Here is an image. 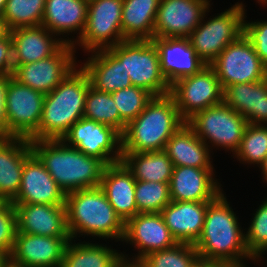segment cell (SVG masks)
I'll return each mask as SVG.
<instances>
[{
  "instance_id": "obj_1",
  "label": "cell",
  "mask_w": 267,
  "mask_h": 267,
  "mask_svg": "<svg viewBox=\"0 0 267 267\" xmlns=\"http://www.w3.org/2000/svg\"><path fill=\"white\" fill-rule=\"evenodd\" d=\"M237 216L221 192L208 204L202 233L194 244L199 258L216 263H234L252 259L245 244V232Z\"/></svg>"
},
{
  "instance_id": "obj_2",
  "label": "cell",
  "mask_w": 267,
  "mask_h": 267,
  "mask_svg": "<svg viewBox=\"0 0 267 267\" xmlns=\"http://www.w3.org/2000/svg\"><path fill=\"white\" fill-rule=\"evenodd\" d=\"M30 144L65 194L100 186L107 166L102 160L84 154L62 139L30 140Z\"/></svg>"
},
{
  "instance_id": "obj_3",
  "label": "cell",
  "mask_w": 267,
  "mask_h": 267,
  "mask_svg": "<svg viewBox=\"0 0 267 267\" xmlns=\"http://www.w3.org/2000/svg\"><path fill=\"white\" fill-rule=\"evenodd\" d=\"M185 124L170 93L153 96L143 112L127 124L122 134V153L164 150L168 140Z\"/></svg>"
},
{
  "instance_id": "obj_4",
  "label": "cell",
  "mask_w": 267,
  "mask_h": 267,
  "mask_svg": "<svg viewBox=\"0 0 267 267\" xmlns=\"http://www.w3.org/2000/svg\"><path fill=\"white\" fill-rule=\"evenodd\" d=\"M67 227L71 239L78 234L123 240L125 222L115 212L100 186L66 194Z\"/></svg>"
},
{
  "instance_id": "obj_5",
  "label": "cell",
  "mask_w": 267,
  "mask_h": 267,
  "mask_svg": "<svg viewBox=\"0 0 267 267\" xmlns=\"http://www.w3.org/2000/svg\"><path fill=\"white\" fill-rule=\"evenodd\" d=\"M91 86L87 73L77 67L51 92L45 94L38 140L62 139L84 117L86 94Z\"/></svg>"
},
{
  "instance_id": "obj_6",
  "label": "cell",
  "mask_w": 267,
  "mask_h": 267,
  "mask_svg": "<svg viewBox=\"0 0 267 267\" xmlns=\"http://www.w3.org/2000/svg\"><path fill=\"white\" fill-rule=\"evenodd\" d=\"M108 49L123 62L133 86L152 96L170 93L171 86L161 73L159 54L151 40H125Z\"/></svg>"
},
{
  "instance_id": "obj_7",
  "label": "cell",
  "mask_w": 267,
  "mask_h": 267,
  "mask_svg": "<svg viewBox=\"0 0 267 267\" xmlns=\"http://www.w3.org/2000/svg\"><path fill=\"white\" fill-rule=\"evenodd\" d=\"M245 6L235 3L231 8L214 18L203 20L188 37L197 55L210 65L221 51L244 33ZM203 21V22H202ZM205 21V22H204Z\"/></svg>"
},
{
  "instance_id": "obj_8",
  "label": "cell",
  "mask_w": 267,
  "mask_h": 267,
  "mask_svg": "<svg viewBox=\"0 0 267 267\" xmlns=\"http://www.w3.org/2000/svg\"><path fill=\"white\" fill-rule=\"evenodd\" d=\"M186 124L209 148L208 144L211 143L214 147L232 151L234 155L240 147L248 122L222 102L195 113Z\"/></svg>"
},
{
  "instance_id": "obj_9",
  "label": "cell",
  "mask_w": 267,
  "mask_h": 267,
  "mask_svg": "<svg viewBox=\"0 0 267 267\" xmlns=\"http://www.w3.org/2000/svg\"><path fill=\"white\" fill-rule=\"evenodd\" d=\"M210 66L215 70L223 90L233 84L253 83L267 78V66L244 33L225 47Z\"/></svg>"
},
{
  "instance_id": "obj_10",
  "label": "cell",
  "mask_w": 267,
  "mask_h": 267,
  "mask_svg": "<svg viewBox=\"0 0 267 267\" xmlns=\"http://www.w3.org/2000/svg\"><path fill=\"white\" fill-rule=\"evenodd\" d=\"M123 0H89L83 34L73 41L87 52L107 49L126 39L122 33Z\"/></svg>"
},
{
  "instance_id": "obj_11",
  "label": "cell",
  "mask_w": 267,
  "mask_h": 267,
  "mask_svg": "<svg viewBox=\"0 0 267 267\" xmlns=\"http://www.w3.org/2000/svg\"><path fill=\"white\" fill-rule=\"evenodd\" d=\"M62 140L84 154L102 160L106 165L122 159V135L103 123L83 117L70 127Z\"/></svg>"
},
{
  "instance_id": "obj_12",
  "label": "cell",
  "mask_w": 267,
  "mask_h": 267,
  "mask_svg": "<svg viewBox=\"0 0 267 267\" xmlns=\"http://www.w3.org/2000/svg\"><path fill=\"white\" fill-rule=\"evenodd\" d=\"M170 94L185 121L195 113L223 102V89L210 65L197 74L177 80L171 85Z\"/></svg>"
},
{
  "instance_id": "obj_13",
  "label": "cell",
  "mask_w": 267,
  "mask_h": 267,
  "mask_svg": "<svg viewBox=\"0 0 267 267\" xmlns=\"http://www.w3.org/2000/svg\"><path fill=\"white\" fill-rule=\"evenodd\" d=\"M44 100L42 92L10 79L6 97L8 137L38 140Z\"/></svg>"
},
{
  "instance_id": "obj_14",
  "label": "cell",
  "mask_w": 267,
  "mask_h": 267,
  "mask_svg": "<svg viewBox=\"0 0 267 267\" xmlns=\"http://www.w3.org/2000/svg\"><path fill=\"white\" fill-rule=\"evenodd\" d=\"M74 49V45L65 43L52 56L18 65L13 70V78L25 86L48 94L78 66L76 57H74V52H76Z\"/></svg>"
},
{
  "instance_id": "obj_15",
  "label": "cell",
  "mask_w": 267,
  "mask_h": 267,
  "mask_svg": "<svg viewBox=\"0 0 267 267\" xmlns=\"http://www.w3.org/2000/svg\"><path fill=\"white\" fill-rule=\"evenodd\" d=\"M209 0H160L157 10L154 37L188 38L201 23Z\"/></svg>"
},
{
  "instance_id": "obj_16",
  "label": "cell",
  "mask_w": 267,
  "mask_h": 267,
  "mask_svg": "<svg viewBox=\"0 0 267 267\" xmlns=\"http://www.w3.org/2000/svg\"><path fill=\"white\" fill-rule=\"evenodd\" d=\"M138 249L132 262L148 254L173 247L178 242L166 226L160 213H138L125 222L123 240Z\"/></svg>"
},
{
  "instance_id": "obj_17",
  "label": "cell",
  "mask_w": 267,
  "mask_h": 267,
  "mask_svg": "<svg viewBox=\"0 0 267 267\" xmlns=\"http://www.w3.org/2000/svg\"><path fill=\"white\" fill-rule=\"evenodd\" d=\"M65 200V192L32 153L24 162L19 192L11 203L65 205Z\"/></svg>"
},
{
  "instance_id": "obj_18",
  "label": "cell",
  "mask_w": 267,
  "mask_h": 267,
  "mask_svg": "<svg viewBox=\"0 0 267 267\" xmlns=\"http://www.w3.org/2000/svg\"><path fill=\"white\" fill-rule=\"evenodd\" d=\"M157 48L161 73L171 86L177 80L199 73L207 64L197 55L189 38H160L151 40Z\"/></svg>"
},
{
  "instance_id": "obj_19",
  "label": "cell",
  "mask_w": 267,
  "mask_h": 267,
  "mask_svg": "<svg viewBox=\"0 0 267 267\" xmlns=\"http://www.w3.org/2000/svg\"><path fill=\"white\" fill-rule=\"evenodd\" d=\"M71 238L16 233L10 260L25 267H61Z\"/></svg>"
},
{
  "instance_id": "obj_20",
  "label": "cell",
  "mask_w": 267,
  "mask_h": 267,
  "mask_svg": "<svg viewBox=\"0 0 267 267\" xmlns=\"http://www.w3.org/2000/svg\"><path fill=\"white\" fill-rule=\"evenodd\" d=\"M16 233L71 238L65 205L17 204Z\"/></svg>"
},
{
  "instance_id": "obj_21",
  "label": "cell",
  "mask_w": 267,
  "mask_h": 267,
  "mask_svg": "<svg viewBox=\"0 0 267 267\" xmlns=\"http://www.w3.org/2000/svg\"><path fill=\"white\" fill-rule=\"evenodd\" d=\"M13 42V66L25 65L54 55L73 39L55 38L44 26L20 27L9 31ZM54 34V35H53Z\"/></svg>"
},
{
  "instance_id": "obj_22",
  "label": "cell",
  "mask_w": 267,
  "mask_h": 267,
  "mask_svg": "<svg viewBox=\"0 0 267 267\" xmlns=\"http://www.w3.org/2000/svg\"><path fill=\"white\" fill-rule=\"evenodd\" d=\"M213 169L174 167L169 182L171 201H213L221 192Z\"/></svg>"
},
{
  "instance_id": "obj_23",
  "label": "cell",
  "mask_w": 267,
  "mask_h": 267,
  "mask_svg": "<svg viewBox=\"0 0 267 267\" xmlns=\"http://www.w3.org/2000/svg\"><path fill=\"white\" fill-rule=\"evenodd\" d=\"M32 153L29 139L0 137V202H12L16 198L24 162Z\"/></svg>"
},
{
  "instance_id": "obj_24",
  "label": "cell",
  "mask_w": 267,
  "mask_h": 267,
  "mask_svg": "<svg viewBox=\"0 0 267 267\" xmlns=\"http://www.w3.org/2000/svg\"><path fill=\"white\" fill-rule=\"evenodd\" d=\"M211 201H171L160 212L178 243L195 244L200 237Z\"/></svg>"
},
{
  "instance_id": "obj_25",
  "label": "cell",
  "mask_w": 267,
  "mask_h": 267,
  "mask_svg": "<svg viewBox=\"0 0 267 267\" xmlns=\"http://www.w3.org/2000/svg\"><path fill=\"white\" fill-rule=\"evenodd\" d=\"M135 185L136 179L122 161L105 167L100 187L124 222L139 213L135 201Z\"/></svg>"
},
{
  "instance_id": "obj_26",
  "label": "cell",
  "mask_w": 267,
  "mask_h": 267,
  "mask_svg": "<svg viewBox=\"0 0 267 267\" xmlns=\"http://www.w3.org/2000/svg\"><path fill=\"white\" fill-rule=\"evenodd\" d=\"M223 102L249 124L267 125V78L228 86L223 90Z\"/></svg>"
},
{
  "instance_id": "obj_27",
  "label": "cell",
  "mask_w": 267,
  "mask_h": 267,
  "mask_svg": "<svg viewBox=\"0 0 267 267\" xmlns=\"http://www.w3.org/2000/svg\"><path fill=\"white\" fill-rule=\"evenodd\" d=\"M91 53L92 56L88 57V61L80 67L87 73L92 87L102 92L112 93L132 86L123 62H120L108 48L91 51Z\"/></svg>"
},
{
  "instance_id": "obj_28",
  "label": "cell",
  "mask_w": 267,
  "mask_h": 267,
  "mask_svg": "<svg viewBox=\"0 0 267 267\" xmlns=\"http://www.w3.org/2000/svg\"><path fill=\"white\" fill-rule=\"evenodd\" d=\"M89 0H46L41 25L56 36L79 31L78 39L87 22Z\"/></svg>"
},
{
  "instance_id": "obj_29",
  "label": "cell",
  "mask_w": 267,
  "mask_h": 267,
  "mask_svg": "<svg viewBox=\"0 0 267 267\" xmlns=\"http://www.w3.org/2000/svg\"><path fill=\"white\" fill-rule=\"evenodd\" d=\"M164 151L174 167L213 169L210 148L187 125H183L166 143Z\"/></svg>"
},
{
  "instance_id": "obj_30",
  "label": "cell",
  "mask_w": 267,
  "mask_h": 267,
  "mask_svg": "<svg viewBox=\"0 0 267 267\" xmlns=\"http://www.w3.org/2000/svg\"><path fill=\"white\" fill-rule=\"evenodd\" d=\"M160 0H123L122 33L126 40H152Z\"/></svg>"
},
{
  "instance_id": "obj_31",
  "label": "cell",
  "mask_w": 267,
  "mask_h": 267,
  "mask_svg": "<svg viewBox=\"0 0 267 267\" xmlns=\"http://www.w3.org/2000/svg\"><path fill=\"white\" fill-rule=\"evenodd\" d=\"M121 161L136 180L169 183L173 163L164 150L147 153H122Z\"/></svg>"
},
{
  "instance_id": "obj_32",
  "label": "cell",
  "mask_w": 267,
  "mask_h": 267,
  "mask_svg": "<svg viewBox=\"0 0 267 267\" xmlns=\"http://www.w3.org/2000/svg\"><path fill=\"white\" fill-rule=\"evenodd\" d=\"M72 241L66 245L61 267H116L123 260L122 253L103 244Z\"/></svg>"
},
{
  "instance_id": "obj_33",
  "label": "cell",
  "mask_w": 267,
  "mask_h": 267,
  "mask_svg": "<svg viewBox=\"0 0 267 267\" xmlns=\"http://www.w3.org/2000/svg\"><path fill=\"white\" fill-rule=\"evenodd\" d=\"M84 118L111 126L121 135L127 126L119 115L111 93L96 90L92 86L86 94Z\"/></svg>"
},
{
  "instance_id": "obj_34",
  "label": "cell",
  "mask_w": 267,
  "mask_h": 267,
  "mask_svg": "<svg viewBox=\"0 0 267 267\" xmlns=\"http://www.w3.org/2000/svg\"><path fill=\"white\" fill-rule=\"evenodd\" d=\"M46 0H7L2 19L8 31L41 26Z\"/></svg>"
},
{
  "instance_id": "obj_35",
  "label": "cell",
  "mask_w": 267,
  "mask_h": 267,
  "mask_svg": "<svg viewBox=\"0 0 267 267\" xmlns=\"http://www.w3.org/2000/svg\"><path fill=\"white\" fill-rule=\"evenodd\" d=\"M198 258L194 244L177 243L168 249L148 254L139 263L142 267H192Z\"/></svg>"
},
{
  "instance_id": "obj_36",
  "label": "cell",
  "mask_w": 267,
  "mask_h": 267,
  "mask_svg": "<svg viewBox=\"0 0 267 267\" xmlns=\"http://www.w3.org/2000/svg\"><path fill=\"white\" fill-rule=\"evenodd\" d=\"M234 155L240 162L260 165L267 156V125L248 123Z\"/></svg>"
},
{
  "instance_id": "obj_37",
  "label": "cell",
  "mask_w": 267,
  "mask_h": 267,
  "mask_svg": "<svg viewBox=\"0 0 267 267\" xmlns=\"http://www.w3.org/2000/svg\"><path fill=\"white\" fill-rule=\"evenodd\" d=\"M135 201L139 213H160L171 202L169 183L136 180Z\"/></svg>"
},
{
  "instance_id": "obj_38",
  "label": "cell",
  "mask_w": 267,
  "mask_h": 267,
  "mask_svg": "<svg viewBox=\"0 0 267 267\" xmlns=\"http://www.w3.org/2000/svg\"><path fill=\"white\" fill-rule=\"evenodd\" d=\"M119 110L120 117L128 124L138 117L144 110L148 101L153 97L148 91L130 86L111 93Z\"/></svg>"
},
{
  "instance_id": "obj_39",
  "label": "cell",
  "mask_w": 267,
  "mask_h": 267,
  "mask_svg": "<svg viewBox=\"0 0 267 267\" xmlns=\"http://www.w3.org/2000/svg\"><path fill=\"white\" fill-rule=\"evenodd\" d=\"M262 202L245 234L246 248L253 258L267 245V198Z\"/></svg>"
},
{
  "instance_id": "obj_40",
  "label": "cell",
  "mask_w": 267,
  "mask_h": 267,
  "mask_svg": "<svg viewBox=\"0 0 267 267\" xmlns=\"http://www.w3.org/2000/svg\"><path fill=\"white\" fill-rule=\"evenodd\" d=\"M16 211L11 202H0V249L9 256L15 245Z\"/></svg>"
},
{
  "instance_id": "obj_41",
  "label": "cell",
  "mask_w": 267,
  "mask_h": 267,
  "mask_svg": "<svg viewBox=\"0 0 267 267\" xmlns=\"http://www.w3.org/2000/svg\"><path fill=\"white\" fill-rule=\"evenodd\" d=\"M244 35L252 43L260 60L267 66V21L246 22Z\"/></svg>"
},
{
  "instance_id": "obj_42",
  "label": "cell",
  "mask_w": 267,
  "mask_h": 267,
  "mask_svg": "<svg viewBox=\"0 0 267 267\" xmlns=\"http://www.w3.org/2000/svg\"><path fill=\"white\" fill-rule=\"evenodd\" d=\"M13 70V42L8 31L0 39V75L12 74Z\"/></svg>"
},
{
  "instance_id": "obj_43",
  "label": "cell",
  "mask_w": 267,
  "mask_h": 267,
  "mask_svg": "<svg viewBox=\"0 0 267 267\" xmlns=\"http://www.w3.org/2000/svg\"><path fill=\"white\" fill-rule=\"evenodd\" d=\"M12 74L0 75V137H8V121L6 111V97Z\"/></svg>"
},
{
  "instance_id": "obj_44",
  "label": "cell",
  "mask_w": 267,
  "mask_h": 267,
  "mask_svg": "<svg viewBox=\"0 0 267 267\" xmlns=\"http://www.w3.org/2000/svg\"><path fill=\"white\" fill-rule=\"evenodd\" d=\"M122 259L123 260L116 267H142L139 262H132L129 260L130 258L127 259L124 254H122Z\"/></svg>"
},
{
  "instance_id": "obj_45",
  "label": "cell",
  "mask_w": 267,
  "mask_h": 267,
  "mask_svg": "<svg viewBox=\"0 0 267 267\" xmlns=\"http://www.w3.org/2000/svg\"><path fill=\"white\" fill-rule=\"evenodd\" d=\"M210 267H245L234 263H216L210 260Z\"/></svg>"
},
{
  "instance_id": "obj_46",
  "label": "cell",
  "mask_w": 267,
  "mask_h": 267,
  "mask_svg": "<svg viewBox=\"0 0 267 267\" xmlns=\"http://www.w3.org/2000/svg\"><path fill=\"white\" fill-rule=\"evenodd\" d=\"M192 267H210V260L198 258Z\"/></svg>"
},
{
  "instance_id": "obj_47",
  "label": "cell",
  "mask_w": 267,
  "mask_h": 267,
  "mask_svg": "<svg viewBox=\"0 0 267 267\" xmlns=\"http://www.w3.org/2000/svg\"><path fill=\"white\" fill-rule=\"evenodd\" d=\"M10 260V256L4 251L0 249V267H4V265Z\"/></svg>"
},
{
  "instance_id": "obj_48",
  "label": "cell",
  "mask_w": 267,
  "mask_h": 267,
  "mask_svg": "<svg viewBox=\"0 0 267 267\" xmlns=\"http://www.w3.org/2000/svg\"><path fill=\"white\" fill-rule=\"evenodd\" d=\"M262 169L263 179L267 182V156L265 157V160L259 165Z\"/></svg>"
},
{
  "instance_id": "obj_49",
  "label": "cell",
  "mask_w": 267,
  "mask_h": 267,
  "mask_svg": "<svg viewBox=\"0 0 267 267\" xmlns=\"http://www.w3.org/2000/svg\"><path fill=\"white\" fill-rule=\"evenodd\" d=\"M8 32V30L6 29L3 19L0 16V39Z\"/></svg>"
},
{
  "instance_id": "obj_50",
  "label": "cell",
  "mask_w": 267,
  "mask_h": 267,
  "mask_svg": "<svg viewBox=\"0 0 267 267\" xmlns=\"http://www.w3.org/2000/svg\"><path fill=\"white\" fill-rule=\"evenodd\" d=\"M265 251L267 252V245L263 249L260 250V252L253 258V261L255 262L256 259L259 260V258L261 259L263 257L261 255L265 254Z\"/></svg>"
},
{
  "instance_id": "obj_51",
  "label": "cell",
  "mask_w": 267,
  "mask_h": 267,
  "mask_svg": "<svg viewBox=\"0 0 267 267\" xmlns=\"http://www.w3.org/2000/svg\"><path fill=\"white\" fill-rule=\"evenodd\" d=\"M7 0H0V16L2 17V14L4 12L5 9V5H6Z\"/></svg>"
},
{
  "instance_id": "obj_52",
  "label": "cell",
  "mask_w": 267,
  "mask_h": 267,
  "mask_svg": "<svg viewBox=\"0 0 267 267\" xmlns=\"http://www.w3.org/2000/svg\"><path fill=\"white\" fill-rule=\"evenodd\" d=\"M4 267H25V266H21V265L15 264V263H13L11 260H9V261L4 265Z\"/></svg>"
},
{
  "instance_id": "obj_53",
  "label": "cell",
  "mask_w": 267,
  "mask_h": 267,
  "mask_svg": "<svg viewBox=\"0 0 267 267\" xmlns=\"http://www.w3.org/2000/svg\"><path fill=\"white\" fill-rule=\"evenodd\" d=\"M258 3L260 2L262 5H267L266 3H267V0H258L257 1Z\"/></svg>"
}]
</instances>
